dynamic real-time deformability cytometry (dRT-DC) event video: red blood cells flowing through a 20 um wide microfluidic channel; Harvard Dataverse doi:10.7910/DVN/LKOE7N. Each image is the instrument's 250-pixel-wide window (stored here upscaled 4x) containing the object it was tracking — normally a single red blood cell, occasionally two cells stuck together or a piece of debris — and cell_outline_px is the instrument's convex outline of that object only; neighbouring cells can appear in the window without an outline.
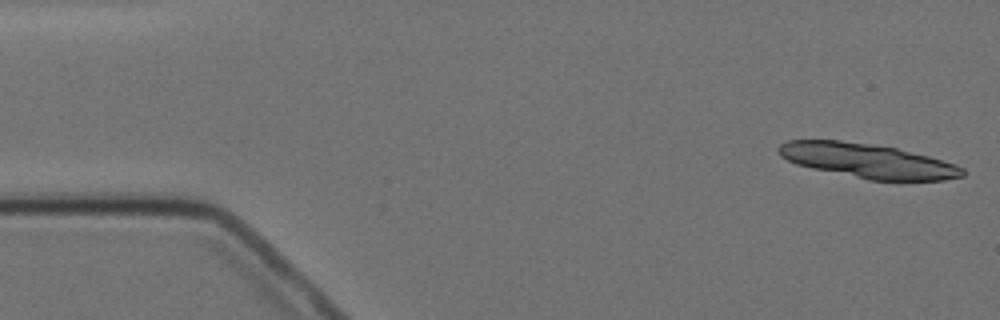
{"species": "Egyptian fruit bat (a non-hibernating species)", "species_latin": "Rousettus aegyptiacus", "temperature_condition": "cold", "stored_images_in_passage": 4, "camera_frame_rate_fps": 3000, "um_per_image_px": 0.085, "animal": {"sex": "female"}, "frame": {"image": 1, "passage_image": 1, "time_ms": 0.0, "image_size_px": [1000, 320], "cell_outline_px": [[964, 176], [944, 180], [868, 180], [812, 168], [796, 164], [780, 156], [776, 152], [776, 148], [780, 144], [788, 140], [840, 140], [896, 148], [928, 156], [956, 164], [964, 168]], "centroid_in_image_um": [73.72, 13.67], "position_along_channel_um": 11.3, "area_um2": 36.7}}